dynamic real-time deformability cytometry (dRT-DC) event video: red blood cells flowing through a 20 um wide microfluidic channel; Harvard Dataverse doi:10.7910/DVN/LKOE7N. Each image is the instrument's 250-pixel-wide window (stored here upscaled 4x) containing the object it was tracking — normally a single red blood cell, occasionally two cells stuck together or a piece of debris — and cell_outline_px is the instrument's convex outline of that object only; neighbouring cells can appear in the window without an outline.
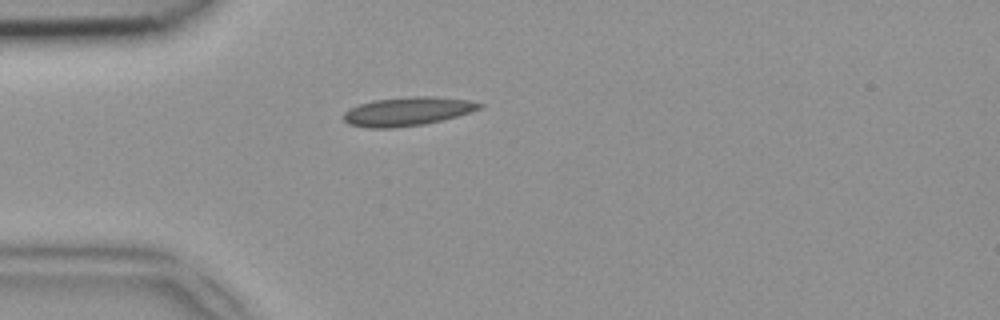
{"species": "common noctule bat (a hibernating species)", "species_latin": "Nyctalus noctula", "temperature_condition": "room temperature", "stored_images_in_passage": 16, "camera_frame_rate_fps": 3000, "um_per_image_px": 0.085, "animal": {"sex": "female", "body_mass_g": 18.4}, "frame": {"image": 1, "passage_image": 1, "time_ms": 0.0, "image_size_px": [1000, 320], "cell_outline_px": [[484, 108], [456, 116], [424, 124], [392, 128], [368, 128], [348, 124], [344, 120], [344, 112], [360, 104], [372, 100], [408, 96], [436, 96], [468, 100], [484, 104]], "centroid_in_image_um": [34.65, 9.46], "position_along_channel_um": 50.3, "area_um2": 22.77}}
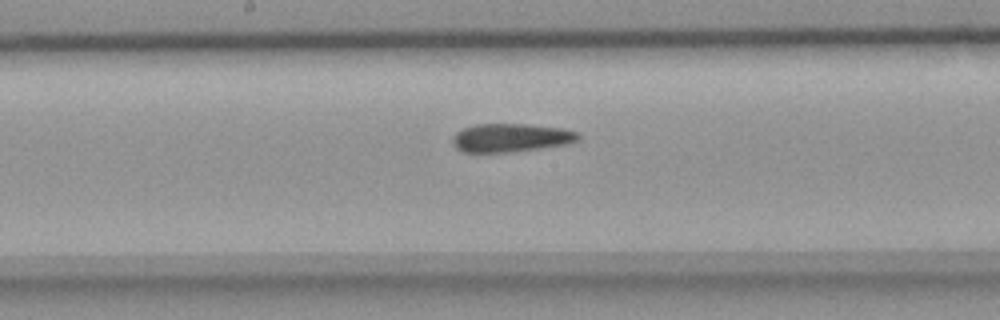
{"frame": {"image": 2, "passage_image": 13, "time_ms": 4.0, "image_size_px": [1000, 320], "cell_outline_px": [[580, 140], [572, 144], [512, 152], [464, 152], [456, 148], [452, 144], [452, 136], [456, 132], [464, 128], [476, 124], [528, 124], [564, 128], [580, 132]], "centroid_in_image_um": [43.49, 11.71], "position_along_channel_um": 204.7, "area_um2": 21.27}}
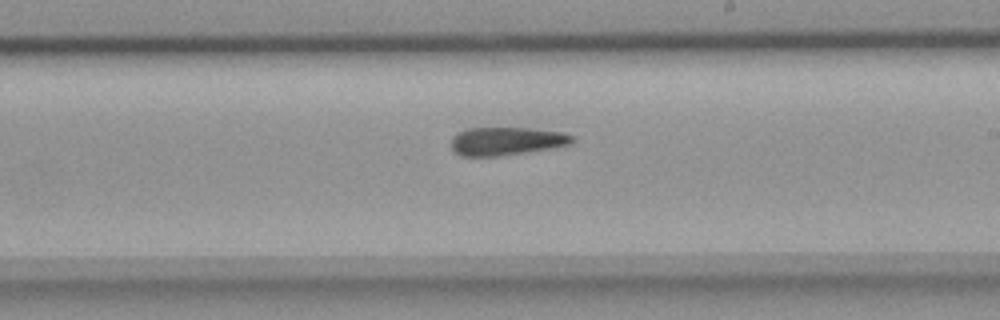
{"frame": {"image": 3, "passage_image": 16, "time_ms": 5.0, "image_size_px": [1000, 320], "cell_outline_px": [[576, 140], [572, 144], [552, 148], [500, 156], [460, 156], [452, 152], [452, 136], [456, 132], [468, 128], [532, 128], [564, 132], [576, 136]], "centroid_in_image_um": [43.08, 11.99], "position_along_channel_um": 245.9, "area_um2": 20.29}}